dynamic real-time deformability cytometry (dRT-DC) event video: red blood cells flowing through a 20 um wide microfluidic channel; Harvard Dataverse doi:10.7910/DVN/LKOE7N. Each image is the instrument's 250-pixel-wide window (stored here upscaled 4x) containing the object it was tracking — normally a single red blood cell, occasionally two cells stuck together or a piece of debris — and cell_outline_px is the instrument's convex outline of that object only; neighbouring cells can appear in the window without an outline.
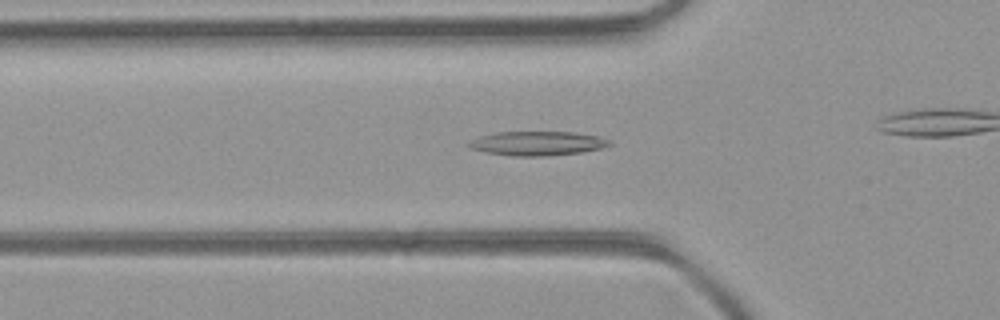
{"species": "common noctule bat (a hibernating species)", "species_latin": "Nyctalus noctula", "temperature_condition": "room temperature", "stored_images_in_passage": 39, "camera_frame_rate_fps": 3000, "um_per_image_px": 0.085, "animal": {"sex": "female", "body_mass_g": 21.9}, "frame": {"image": 1, "passage_image": 17, "time_ms": 5.333, "image_size_px": [1000, 320], "cell_outline_px": [[612, 144], [600, 148], [580, 152], [548, 156], [512, 156], [488, 152], [472, 148], [464, 144], [468, 140], [480, 136], [496, 132], [572, 132], [596, 136], [608, 140]], "centroid_in_image_um": [45.6, 12.18], "position_along_channel_um": 80.2, "area_um2": 19.65}}
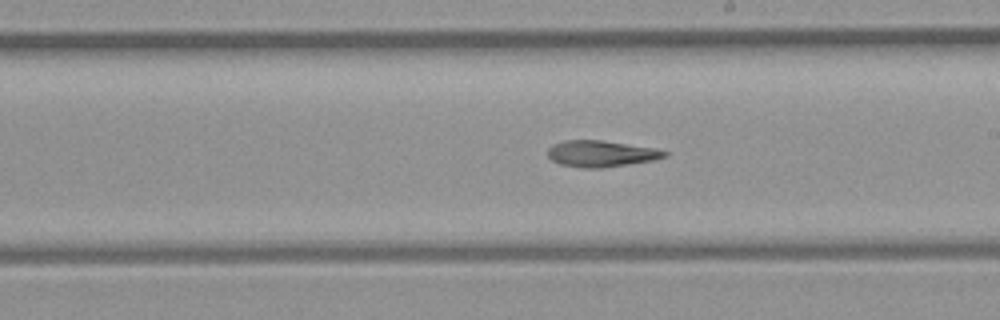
{"frame": {"image": 2, "passage_image": 28, "time_ms": 9.0, "image_size_px": [1000, 320], "cell_outline_px": [[668, 156], [652, 160], [604, 168], [580, 168], [560, 164], [552, 160], [548, 156], [548, 148], [552, 144], [564, 140], [600, 140], [656, 148], [668, 152]], "centroid_in_image_um": [51.07, 13.06], "position_along_channel_um": 237.9, "area_um2": 17.98}}
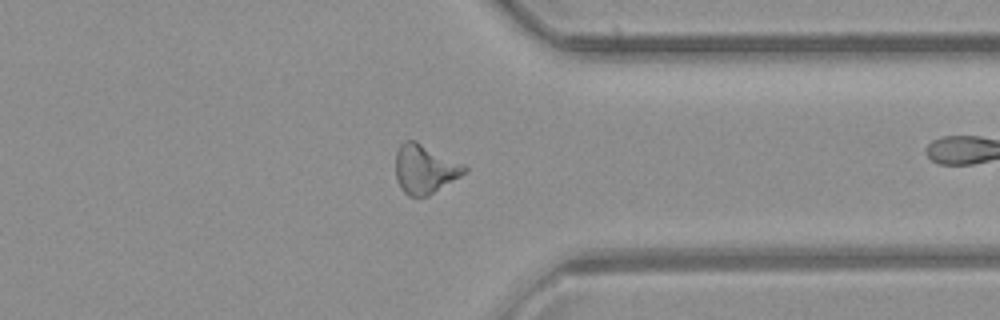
{"frame": {"image": 3, "passage_image": 38, "time_ms": 12.333, "image_size_px": [1000, 320], "cell_outline_px": [[468, 168], [460, 176], [428, 196], [408, 196], [400, 188], [396, 176], [396, 152], [400, 144], [404, 140], [416, 140], [464, 164]], "centroid_in_image_um": [36.08, 14.35], "position_along_channel_um": 375.3, "area_um2": 19.59}}